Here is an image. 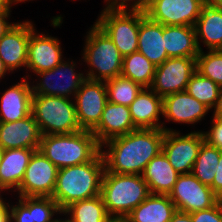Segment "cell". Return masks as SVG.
Returning <instances> with one entry per match:
<instances>
[{"mask_svg": "<svg viewBox=\"0 0 222 222\" xmlns=\"http://www.w3.org/2000/svg\"><path fill=\"white\" fill-rule=\"evenodd\" d=\"M62 213L69 215L72 222H104L109 216L101 195L74 202Z\"/></svg>", "mask_w": 222, "mask_h": 222, "instance_id": "f1b7e54d", "label": "cell"}, {"mask_svg": "<svg viewBox=\"0 0 222 222\" xmlns=\"http://www.w3.org/2000/svg\"><path fill=\"white\" fill-rule=\"evenodd\" d=\"M162 110L166 120L192 125L204 119L210 109L187 91H181L163 97Z\"/></svg>", "mask_w": 222, "mask_h": 222, "instance_id": "ac0fdd59", "label": "cell"}, {"mask_svg": "<svg viewBox=\"0 0 222 222\" xmlns=\"http://www.w3.org/2000/svg\"><path fill=\"white\" fill-rule=\"evenodd\" d=\"M9 72L8 69L3 64V61L0 58V80Z\"/></svg>", "mask_w": 222, "mask_h": 222, "instance_id": "7dc6e473", "label": "cell"}, {"mask_svg": "<svg viewBox=\"0 0 222 222\" xmlns=\"http://www.w3.org/2000/svg\"><path fill=\"white\" fill-rule=\"evenodd\" d=\"M31 114L42 136L70 134L81 130L73 99L32 94Z\"/></svg>", "mask_w": 222, "mask_h": 222, "instance_id": "8992f818", "label": "cell"}, {"mask_svg": "<svg viewBox=\"0 0 222 222\" xmlns=\"http://www.w3.org/2000/svg\"><path fill=\"white\" fill-rule=\"evenodd\" d=\"M162 106L163 98L158 96L150 87H143L129 106L134 126L137 129L173 131V129L165 128L164 123L159 120L163 111Z\"/></svg>", "mask_w": 222, "mask_h": 222, "instance_id": "d6986e66", "label": "cell"}, {"mask_svg": "<svg viewBox=\"0 0 222 222\" xmlns=\"http://www.w3.org/2000/svg\"><path fill=\"white\" fill-rule=\"evenodd\" d=\"M141 11L102 10L95 22L113 41L123 57L138 51Z\"/></svg>", "mask_w": 222, "mask_h": 222, "instance_id": "52a82bcc", "label": "cell"}, {"mask_svg": "<svg viewBox=\"0 0 222 222\" xmlns=\"http://www.w3.org/2000/svg\"><path fill=\"white\" fill-rule=\"evenodd\" d=\"M51 222H72L71 221V219H69V216H68V219L67 218H65L64 220L63 219H52V221Z\"/></svg>", "mask_w": 222, "mask_h": 222, "instance_id": "681fc988", "label": "cell"}, {"mask_svg": "<svg viewBox=\"0 0 222 222\" xmlns=\"http://www.w3.org/2000/svg\"><path fill=\"white\" fill-rule=\"evenodd\" d=\"M197 1L202 5L210 4V0H197Z\"/></svg>", "mask_w": 222, "mask_h": 222, "instance_id": "816d5d0a", "label": "cell"}, {"mask_svg": "<svg viewBox=\"0 0 222 222\" xmlns=\"http://www.w3.org/2000/svg\"><path fill=\"white\" fill-rule=\"evenodd\" d=\"M193 222H222V206L218 202L212 208L190 213Z\"/></svg>", "mask_w": 222, "mask_h": 222, "instance_id": "d590c367", "label": "cell"}, {"mask_svg": "<svg viewBox=\"0 0 222 222\" xmlns=\"http://www.w3.org/2000/svg\"><path fill=\"white\" fill-rule=\"evenodd\" d=\"M104 171L101 152L89 162L60 168L52 194L60 210L63 211L74 202L99 196Z\"/></svg>", "mask_w": 222, "mask_h": 222, "instance_id": "7a4b0ae2", "label": "cell"}, {"mask_svg": "<svg viewBox=\"0 0 222 222\" xmlns=\"http://www.w3.org/2000/svg\"><path fill=\"white\" fill-rule=\"evenodd\" d=\"M150 194L142 175L104 171L100 195L108 215L127 216Z\"/></svg>", "mask_w": 222, "mask_h": 222, "instance_id": "277c9868", "label": "cell"}, {"mask_svg": "<svg viewBox=\"0 0 222 222\" xmlns=\"http://www.w3.org/2000/svg\"><path fill=\"white\" fill-rule=\"evenodd\" d=\"M58 170L40 150H35L17 190L19 196L52 197L56 186Z\"/></svg>", "mask_w": 222, "mask_h": 222, "instance_id": "30bf717a", "label": "cell"}, {"mask_svg": "<svg viewBox=\"0 0 222 222\" xmlns=\"http://www.w3.org/2000/svg\"><path fill=\"white\" fill-rule=\"evenodd\" d=\"M176 211L168 195L150 194L127 217L130 222H170Z\"/></svg>", "mask_w": 222, "mask_h": 222, "instance_id": "4316f807", "label": "cell"}, {"mask_svg": "<svg viewBox=\"0 0 222 222\" xmlns=\"http://www.w3.org/2000/svg\"><path fill=\"white\" fill-rule=\"evenodd\" d=\"M136 129L129 107L108 101L99 124L91 132L101 145L112 138L126 135Z\"/></svg>", "mask_w": 222, "mask_h": 222, "instance_id": "ffe728a7", "label": "cell"}, {"mask_svg": "<svg viewBox=\"0 0 222 222\" xmlns=\"http://www.w3.org/2000/svg\"><path fill=\"white\" fill-rule=\"evenodd\" d=\"M130 0H106V7L104 10H128V2Z\"/></svg>", "mask_w": 222, "mask_h": 222, "instance_id": "60d3db41", "label": "cell"}, {"mask_svg": "<svg viewBox=\"0 0 222 222\" xmlns=\"http://www.w3.org/2000/svg\"><path fill=\"white\" fill-rule=\"evenodd\" d=\"M41 132L32 114L15 122H0V149L39 150Z\"/></svg>", "mask_w": 222, "mask_h": 222, "instance_id": "e0dca14e", "label": "cell"}, {"mask_svg": "<svg viewBox=\"0 0 222 222\" xmlns=\"http://www.w3.org/2000/svg\"><path fill=\"white\" fill-rule=\"evenodd\" d=\"M179 176L163 151L148 162L142 173L150 193L161 195H169Z\"/></svg>", "mask_w": 222, "mask_h": 222, "instance_id": "d4e9b609", "label": "cell"}, {"mask_svg": "<svg viewBox=\"0 0 222 222\" xmlns=\"http://www.w3.org/2000/svg\"><path fill=\"white\" fill-rule=\"evenodd\" d=\"M77 120L81 130L92 131L98 124L106 103L105 81L85 79L75 94Z\"/></svg>", "mask_w": 222, "mask_h": 222, "instance_id": "7c38bea8", "label": "cell"}, {"mask_svg": "<svg viewBox=\"0 0 222 222\" xmlns=\"http://www.w3.org/2000/svg\"><path fill=\"white\" fill-rule=\"evenodd\" d=\"M180 135L175 130L166 131L162 151L179 174H188L192 171L205 138L202 131Z\"/></svg>", "mask_w": 222, "mask_h": 222, "instance_id": "4fadbf2b", "label": "cell"}, {"mask_svg": "<svg viewBox=\"0 0 222 222\" xmlns=\"http://www.w3.org/2000/svg\"><path fill=\"white\" fill-rule=\"evenodd\" d=\"M9 202L6 203L0 195V222H10Z\"/></svg>", "mask_w": 222, "mask_h": 222, "instance_id": "b9f144b4", "label": "cell"}, {"mask_svg": "<svg viewBox=\"0 0 222 222\" xmlns=\"http://www.w3.org/2000/svg\"><path fill=\"white\" fill-rule=\"evenodd\" d=\"M210 187L218 197L222 196V152L220 155V160L215 167V178L213 184Z\"/></svg>", "mask_w": 222, "mask_h": 222, "instance_id": "74e56055", "label": "cell"}, {"mask_svg": "<svg viewBox=\"0 0 222 222\" xmlns=\"http://www.w3.org/2000/svg\"><path fill=\"white\" fill-rule=\"evenodd\" d=\"M163 129H136L101 144L105 170L142 175L148 162L162 151ZM106 145V146H104ZM108 147L107 150H102Z\"/></svg>", "mask_w": 222, "mask_h": 222, "instance_id": "6da1fadb", "label": "cell"}, {"mask_svg": "<svg viewBox=\"0 0 222 222\" xmlns=\"http://www.w3.org/2000/svg\"><path fill=\"white\" fill-rule=\"evenodd\" d=\"M170 222H193V221L190 213H185L177 210L173 214Z\"/></svg>", "mask_w": 222, "mask_h": 222, "instance_id": "7bdbcfd3", "label": "cell"}, {"mask_svg": "<svg viewBox=\"0 0 222 222\" xmlns=\"http://www.w3.org/2000/svg\"><path fill=\"white\" fill-rule=\"evenodd\" d=\"M18 197V204L9 206L10 222H33L32 197Z\"/></svg>", "mask_w": 222, "mask_h": 222, "instance_id": "e575fe53", "label": "cell"}, {"mask_svg": "<svg viewBox=\"0 0 222 222\" xmlns=\"http://www.w3.org/2000/svg\"><path fill=\"white\" fill-rule=\"evenodd\" d=\"M104 222H130L127 216L109 215Z\"/></svg>", "mask_w": 222, "mask_h": 222, "instance_id": "f6af8a7d", "label": "cell"}, {"mask_svg": "<svg viewBox=\"0 0 222 222\" xmlns=\"http://www.w3.org/2000/svg\"><path fill=\"white\" fill-rule=\"evenodd\" d=\"M163 39V25L151 20L141 11L138 32V52L158 66L168 59Z\"/></svg>", "mask_w": 222, "mask_h": 222, "instance_id": "7402d4cb", "label": "cell"}, {"mask_svg": "<svg viewBox=\"0 0 222 222\" xmlns=\"http://www.w3.org/2000/svg\"><path fill=\"white\" fill-rule=\"evenodd\" d=\"M221 152V150L209 145L206 141L202 143L191 171L202 184L207 186L213 184L215 167L220 160Z\"/></svg>", "mask_w": 222, "mask_h": 222, "instance_id": "f546056e", "label": "cell"}, {"mask_svg": "<svg viewBox=\"0 0 222 222\" xmlns=\"http://www.w3.org/2000/svg\"><path fill=\"white\" fill-rule=\"evenodd\" d=\"M11 11L0 12V38L15 24L7 21Z\"/></svg>", "mask_w": 222, "mask_h": 222, "instance_id": "ab89813d", "label": "cell"}, {"mask_svg": "<svg viewBox=\"0 0 222 222\" xmlns=\"http://www.w3.org/2000/svg\"><path fill=\"white\" fill-rule=\"evenodd\" d=\"M23 77L18 84L10 86L0 99V122H15L31 114L32 90L30 81Z\"/></svg>", "mask_w": 222, "mask_h": 222, "instance_id": "44dd1931", "label": "cell"}, {"mask_svg": "<svg viewBox=\"0 0 222 222\" xmlns=\"http://www.w3.org/2000/svg\"><path fill=\"white\" fill-rule=\"evenodd\" d=\"M213 116L222 119V87L216 105L214 106Z\"/></svg>", "mask_w": 222, "mask_h": 222, "instance_id": "ee69618b", "label": "cell"}, {"mask_svg": "<svg viewBox=\"0 0 222 222\" xmlns=\"http://www.w3.org/2000/svg\"><path fill=\"white\" fill-rule=\"evenodd\" d=\"M85 39L84 62L89 71L85 77L91 80L107 81L121 76L123 56L110 37L96 24L91 26Z\"/></svg>", "mask_w": 222, "mask_h": 222, "instance_id": "5b68a950", "label": "cell"}, {"mask_svg": "<svg viewBox=\"0 0 222 222\" xmlns=\"http://www.w3.org/2000/svg\"><path fill=\"white\" fill-rule=\"evenodd\" d=\"M168 196L176 209L185 213L206 210L219 202L212 188L202 184L192 173L180 174Z\"/></svg>", "mask_w": 222, "mask_h": 222, "instance_id": "ba28073f", "label": "cell"}, {"mask_svg": "<svg viewBox=\"0 0 222 222\" xmlns=\"http://www.w3.org/2000/svg\"><path fill=\"white\" fill-rule=\"evenodd\" d=\"M37 32L30 34L26 64L34 74L51 70L64 60L59 40Z\"/></svg>", "mask_w": 222, "mask_h": 222, "instance_id": "2e32d148", "label": "cell"}, {"mask_svg": "<svg viewBox=\"0 0 222 222\" xmlns=\"http://www.w3.org/2000/svg\"><path fill=\"white\" fill-rule=\"evenodd\" d=\"M163 39L168 58L197 57L200 52L194 26L163 25Z\"/></svg>", "mask_w": 222, "mask_h": 222, "instance_id": "484cf974", "label": "cell"}, {"mask_svg": "<svg viewBox=\"0 0 222 222\" xmlns=\"http://www.w3.org/2000/svg\"><path fill=\"white\" fill-rule=\"evenodd\" d=\"M34 151L35 149L28 148L1 150L0 192L18 190Z\"/></svg>", "mask_w": 222, "mask_h": 222, "instance_id": "603a6c76", "label": "cell"}, {"mask_svg": "<svg viewBox=\"0 0 222 222\" xmlns=\"http://www.w3.org/2000/svg\"><path fill=\"white\" fill-rule=\"evenodd\" d=\"M155 70L156 65L138 51L123 57L121 76L139 83L142 87L151 86Z\"/></svg>", "mask_w": 222, "mask_h": 222, "instance_id": "83f0119b", "label": "cell"}, {"mask_svg": "<svg viewBox=\"0 0 222 222\" xmlns=\"http://www.w3.org/2000/svg\"><path fill=\"white\" fill-rule=\"evenodd\" d=\"M58 213L62 214V211L52 197H32L33 222H51Z\"/></svg>", "mask_w": 222, "mask_h": 222, "instance_id": "836d02e7", "label": "cell"}, {"mask_svg": "<svg viewBox=\"0 0 222 222\" xmlns=\"http://www.w3.org/2000/svg\"><path fill=\"white\" fill-rule=\"evenodd\" d=\"M105 85L108 101L127 107L136 99L143 88L139 83L122 76L105 81Z\"/></svg>", "mask_w": 222, "mask_h": 222, "instance_id": "4dcf8cb0", "label": "cell"}, {"mask_svg": "<svg viewBox=\"0 0 222 222\" xmlns=\"http://www.w3.org/2000/svg\"><path fill=\"white\" fill-rule=\"evenodd\" d=\"M194 27L200 51L202 48L199 42H203L209 50H222V7L201 5V12Z\"/></svg>", "mask_w": 222, "mask_h": 222, "instance_id": "cb8c5ba5", "label": "cell"}, {"mask_svg": "<svg viewBox=\"0 0 222 222\" xmlns=\"http://www.w3.org/2000/svg\"><path fill=\"white\" fill-rule=\"evenodd\" d=\"M34 30L30 21L17 22L0 38V58L9 73L26 67L28 42Z\"/></svg>", "mask_w": 222, "mask_h": 222, "instance_id": "9a60e30c", "label": "cell"}, {"mask_svg": "<svg viewBox=\"0 0 222 222\" xmlns=\"http://www.w3.org/2000/svg\"><path fill=\"white\" fill-rule=\"evenodd\" d=\"M212 124L209 131H203L205 141L222 151V119L213 116Z\"/></svg>", "mask_w": 222, "mask_h": 222, "instance_id": "8d00e7d4", "label": "cell"}, {"mask_svg": "<svg viewBox=\"0 0 222 222\" xmlns=\"http://www.w3.org/2000/svg\"><path fill=\"white\" fill-rule=\"evenodd\" d=\"M11 5L9 0H0V12L2 11H10Z\"/></svg>", "mask_w": 222, "mask_h": 222, "instance_id": "bcb514c9", "label": "cell"}, {"mask_svg": "<svg viewBox=\"0 0 222 222\" xmlns=\"http://www.w3.org/2000/svg\"><path fill=\"white\" fill-rule=\"evenodd\" d=\"M154 1L155 0H130L132 4L129 6L128 10L146 12V10L154 3Z\"/></svg>", "mask_w": 222, "mask_h": 222, "instance_id": "f35d334b", "label": "cell"}, {"mask_svg": "<svg viewBox=\"0 0 222 222\" xmlns=\"http://www.w3.org/2000/svg\"><path fill=\"white\" fill-rule=\"evenodd\" d=\"M25 1H30V0H9L10 5H12L13 3H18V2H25Z\"/></svg>", "mask_w": 222, "mask_h": 222, "instance_id": "f907efd6", "label": "cell"}, {"mask_svg": "<svg viewBox=\"0 0 222 222\" xmlns=\"http://www.w3.org/2000/svg\"><path fill=\"white\" fill-rule=\"evenodd\" d=\"M196 71L222 87V50L200 51L196 57Z\"/></svg>", "mask_w": 222, "mask_h": 222, "instance_id": "d6a6232c", "label": "cell"}, {"mask_svg": "<svg viewBox=\"0 0 222 222\" xmlns=\"http://www.w3.org/2000/svg\"><path fill=\"white\" fill-rule=\"evenodd\" d=\"M196 71V57H172L156 66L150 88L160 97L186 91Z\"/></svg>", "mask_w": 222, "mask_h": 222, "instance_id": "9c48e42d", "label": "cell"}, {"mask_svg": "<svg viewBox=\"0 0 222 222\" xmlns=\"http://www.w3.org/2000/svg\"><path fill=\"white\" fill-rule=\"evenodd\" d=\"M221 87L197 71L191 76L186 91L210 110L216 105Z\"/></svg>", "mask_w": 222, "mask_h": 222, "instance_id": "1f68e13d", "label": "cell"}, {"mask_svg": "<svg viewBox=\"0 0 222 222\" xmlns=\"http://www.w3.org/2000/svg\"><path fill=\"white\" fill-rule=\"evenodd\" d=\"M219 202H220V204L222 206V196L219 197Z\"/></svg>", "mask_w": 222, "mask_h": 222, "instance_id": "f5cc1de1", "label": "cell"}, {"mask_svg": "<svg viewBox=\"0 0 222 222\" xmlns=\"http://www.w3.org/2000/svg\"><path fill=\"white\" fill-rule=\"evenodd\" d=\"M210 5L222 7V0H210Z\"/></svg>", "mask_w": 222, "mask_h": 222, "instance_id": "c3c4849f", "label": "cell"}, {"mask_svg": "<svg viewBox=\"0 0 222 222\" xmlns=\"http://www.w3.org/2000/svg\"><path fill=\"white\" fill-rule=\"evenodd\" d=\"M39 150L60 169L93 160L101 152V145L91 131L80 130L70 134L43 135Z\"/></svg>", "mask_w": 222, "mask_h": 222, "instance_id": "3957f363", "label": "cell"}, {"mask_svg": "<svg viewBox=\"0 0 222 222\" xmlns=\"http://www.w3.org/2000/svg\"><path fill=\"white\" fill-rule=\"evenodd\" d=\"M197 0H155L145 14L166 26H194L201 12Z\"/></svg>", "mask_w": 222, "mask_h": 222, "instance_id": "5bb4252c", "label": "cell"}, {"mask_svg": "<svg viewBox=\"0 0 222 222\" xmlns=\"http://www.w3.org/2000/svg\"><path fill=\"white\" fill-rule=\"evenodd\" d=\"M75 67L76 63L73 61L66 62L63 60L51 70L35 73L36 76L42 79H40L39 83L35 84L36 86L31 85L32 94L58 96L69 99H71V95L75 97L82 82L86 79L84 73L79 72L76 74ZM54 79H57V81Z\"/></svg>", "mask_w": 222, "mask_h": 222, "instance_id": "8fae6325", "label": "cell"}]
</instances>
